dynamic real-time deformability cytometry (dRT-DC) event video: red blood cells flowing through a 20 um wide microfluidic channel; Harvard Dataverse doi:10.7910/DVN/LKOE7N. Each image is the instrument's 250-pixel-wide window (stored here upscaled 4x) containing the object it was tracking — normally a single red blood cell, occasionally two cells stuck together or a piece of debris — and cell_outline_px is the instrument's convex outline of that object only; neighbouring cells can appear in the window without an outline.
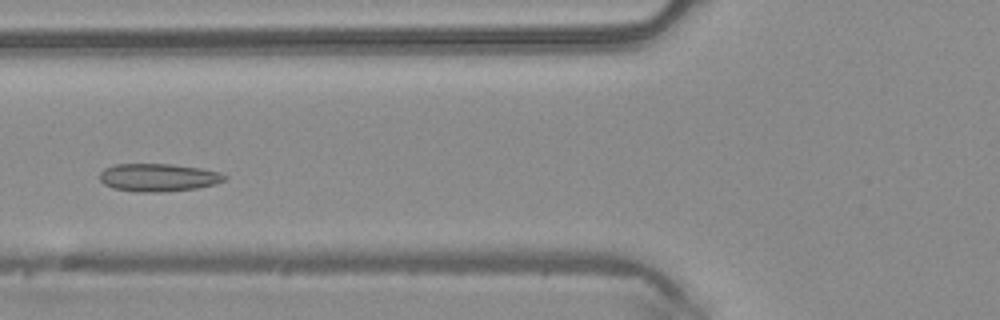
{"species": "common noctule bat (a hibernating species)", "species_latin": "Nyctalus noctula", "temperature_condition": "warm", "stored_images_in_passage": 45, "camera_frame_rate_fps": 3000, "um_per_image_px": 0.085, "animal": {"sex": "male", "body_mass_g": 20.4}, "frame": {"image": 1, "passage_image": 15, "time_ms": 4.667, "image_size_px": [1000, 320], "cell_outline_px": [[228, 176], [224, 180], [216, 184], [196, 188], [160, 192], [136, 192], [112, 188], [104, 184], [100, 180], [100, 172], [104, 168], [116, 164], [172, 164], [200, 168], [220, 172]], "centroid_in_image_um": [13.44, 15.08], "position_along_channel_um": 112.4, "area_um2": 20.35}}
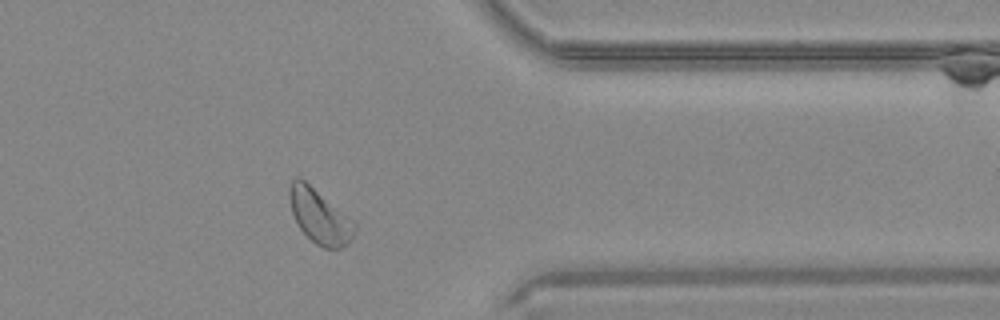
{"frame": {"image": 2, "passage_image": 36, "time_ms": 11.667, "image_size_px": [1000, 320], "cell_outline_px": [[356, 228], [352, 240], [348, 244], [340, 248], [324, 248], [316, 244], [300, 228], [292, 212], [288, 196], [288, 188], [292, 180], [296, 176], [304, 180], [348, 216], [356, 224]], "centroid_in_image_um": [27.16, 18.39], "position_along_channel_um": 384.2, "area_um2": 20.35}}
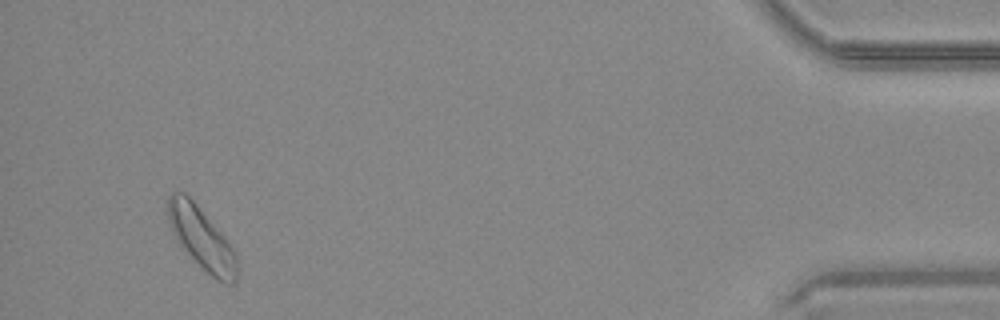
{"frame": {"image": 3, "passage_image": 43, "time_ms": 14.0, "image_size_px": [1000, 320], "cell_outline_px": [[236, 280], [232, 284], [224, 284], [216, 280], [180, 248], [168, 224], [168, 196], [172, 192], [184, 192], [196, 204], [228, 240], [236, 256]], "centroid_in_image_um": [17.1, 20.27], "position_along_channel_um": 418.1, "area_um2": 24.91}, "authors_computed_cell_mechanics": {"area_um2": 20.3456, "velocity_mm_per_s": 4.0554, "shape_relaxation_time_tau1_ms": null, "shape_relaxation_time_tau2_ms": 1.9504, "deformation_change_tau1": null, "deformation_change_tau2": 0.0652}}